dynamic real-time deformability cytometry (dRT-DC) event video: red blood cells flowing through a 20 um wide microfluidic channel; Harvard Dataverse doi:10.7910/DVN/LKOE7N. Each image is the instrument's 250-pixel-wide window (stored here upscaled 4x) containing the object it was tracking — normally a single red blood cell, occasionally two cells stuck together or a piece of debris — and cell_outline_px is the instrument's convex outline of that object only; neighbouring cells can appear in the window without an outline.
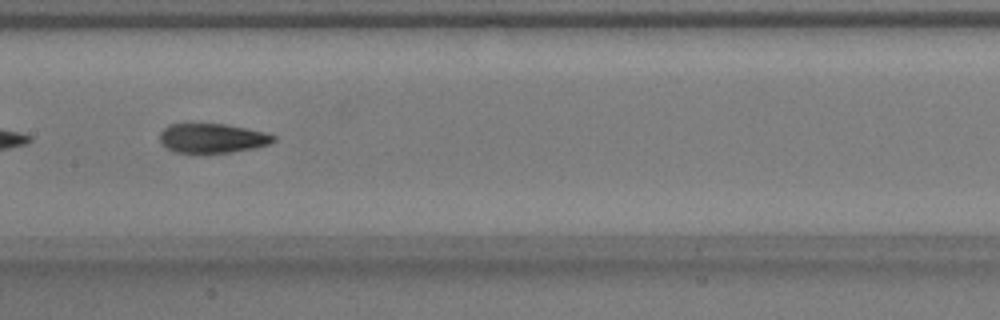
{"species": "common noctule bat (a hibernating species)", "species_latin": "Nyctalus noctula", "temperature_condition": "warm", "stored_images_in_passage": 36, "camera_frame_rate_fps": 3000, "um_per_image_px": 0.085, "animal": {"sex": "male", "body_mass_g": 17.9}, "frame": {"image": 1, "passage_image": 26, "time_ms": 8.333, "image_size_px": [1000, 320], "cell_outline_px": [[276, 140], [268, 144], [256, 148], [228, 152], [176, 152], [160, 144], [160, 132], [164, 128], [172, 124], [224, 124], [268, 132], [276, 136]], "centroid_in_image_um": [18.08, 11.74], "position_along_channel_um": 189.3, "area_um2": 19.36}}